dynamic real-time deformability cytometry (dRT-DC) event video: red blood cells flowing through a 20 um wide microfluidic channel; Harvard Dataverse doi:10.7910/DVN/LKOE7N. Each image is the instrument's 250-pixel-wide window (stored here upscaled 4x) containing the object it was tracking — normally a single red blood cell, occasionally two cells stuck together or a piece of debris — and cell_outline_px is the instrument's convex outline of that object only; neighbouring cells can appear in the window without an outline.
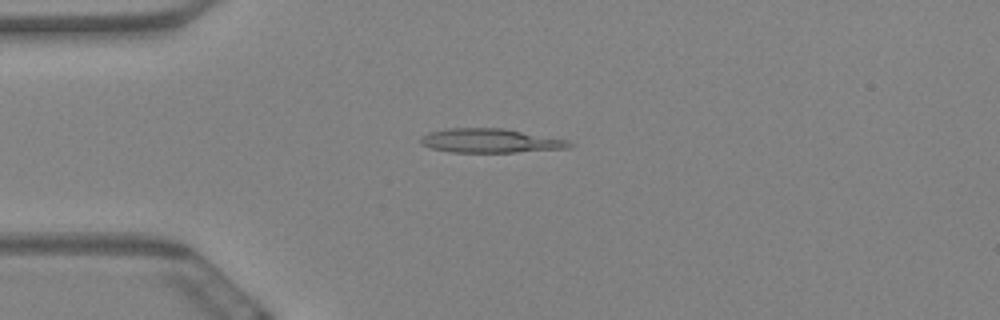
{"species": "Egyptian fruit bat (a non-hibernating species)", "species_latin": "Rousettus aegyptiacus", "temperature_condition": "warm", "stored_images_in_passage": 60, "camera_frame_rate_fps": 3000, "um_per_image_px": 0.085, "animal": {"sex": "female"}, "frame": {"image": 1, "passage_image": 15, "time_ms": 4.667, "image_size_px": [1000, 320], "cell_outline_px": [[572, 144], [568, 148], [516, 152], [452, 152], [432, 148], [420, 144], [420, 140], [428, 132], [448, 128], [504, 128], [568, 140]], "centroid_in_image_um": [41.67, 11.96], "position_along_channel_um": 43.3, "area_um2": 20.69}}
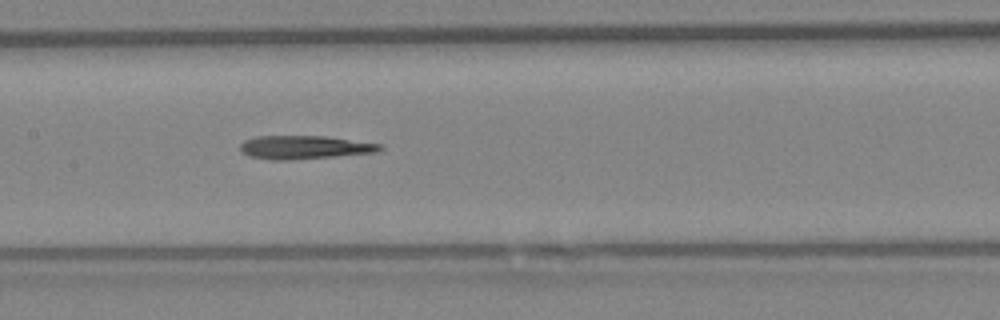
{"frame": {"image": 2, "passage_image": 29, "time_ms": 9.333, "image_size_px": [1000, 320], "cell_outline_px": [[384, 148], [376, 152], [288, 160], [272, 160], [248, 156], [240, 152], [240, 144], [244, 140], [256, 136], [324, 136], [384, 144]], "centroid_in_image_um": [25.85, 12.51], "position_along_channel_um": 181.6, "area_um2": 19.07}}
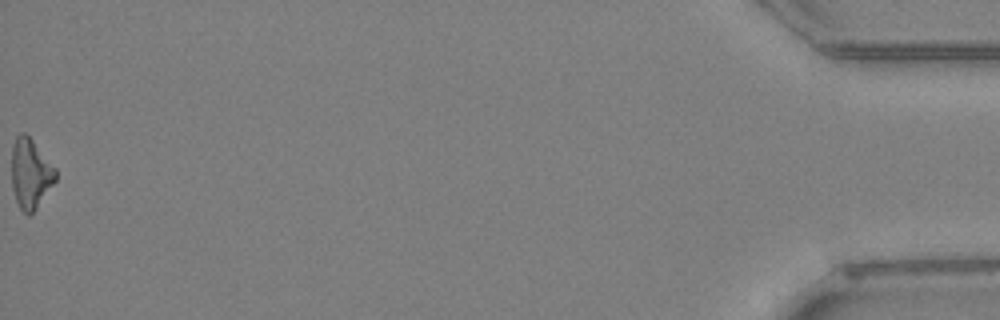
{"frame": {"image": 3, "passage_image": 60, "time_ms": 19.667, "image_size_px": [1000, 320], "cell_outline_px": [[56, 180], [36, 208], [28, 216], [20, 208], [16, 200], [12, 188], [12, 144], [16, 136], [20, 132], [24, 132], [32, 140], [56, 168]], "centroid_in_image_um": [2.58, 14.74], "position_along_channel_um": 432.6, "area_um2": 17.74}}